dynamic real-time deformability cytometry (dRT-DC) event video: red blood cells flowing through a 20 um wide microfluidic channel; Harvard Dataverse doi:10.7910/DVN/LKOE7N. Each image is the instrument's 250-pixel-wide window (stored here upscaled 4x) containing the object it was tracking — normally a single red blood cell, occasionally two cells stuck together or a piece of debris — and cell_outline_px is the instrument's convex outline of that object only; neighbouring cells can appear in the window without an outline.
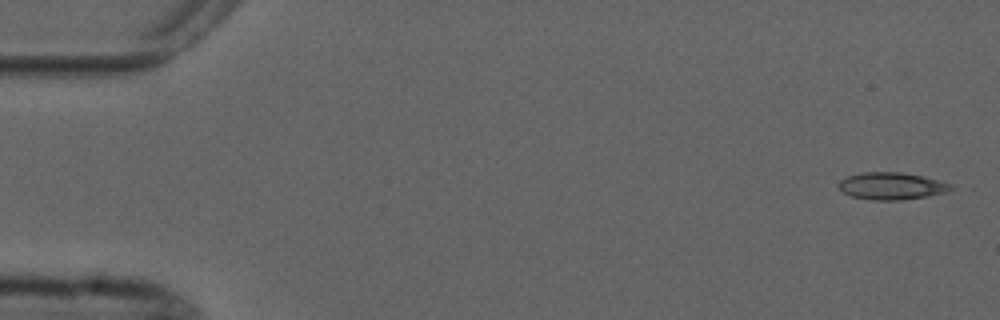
{"species": "common noctule bat (a hibernating species)", "species_latin": "Nyctalus noctula", "temperature_condition": "cold", "stored_images_in_passage": 5, "camera_frame_rate_fps": 3000, "um_per_image_px": 0.085, "animal": {"sex": "male", "forearm_length_mm": 52.5}, "frame": {"image": 1, "passage_image": 1, "time_ms": 0.0, "image_size_px": [1000, 320], "cell_outline_px": [[956, 188], [948, 192], [928, 196], [900, 200], [872, 200], [852, 196], [844, 192], [836, 184], [840, 180], [848, 176], [860, 172], [900, 172], [924, 176], [952, 184]], "centroid_in_image_um": [75.82, 15.8], "position_along_channel_um": 9.2, "area_um2": 17.92}}
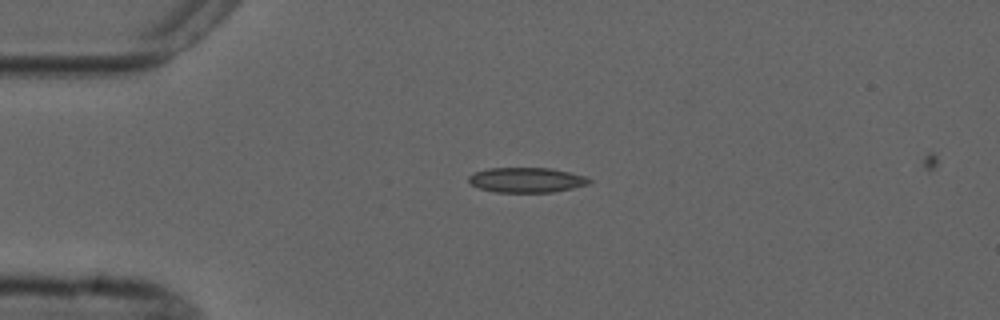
{"frame": {"image": 2, "passage_image": 4, "time_ms": 3.667, "image_size_px": [1000, 320], "cell_outline_px": [[592, 180], [588, 184], [572, 188], [552, 192], [496, 192], [480, 188], [472, 184], [468, 180], [468, 176], [472, 172], [488, 168], [552, 168], [584, 176]], "centroid_in_image_um": [44.72, 15.29], "position_along_channel_um": 40.3, "area_um2": 17.46}}